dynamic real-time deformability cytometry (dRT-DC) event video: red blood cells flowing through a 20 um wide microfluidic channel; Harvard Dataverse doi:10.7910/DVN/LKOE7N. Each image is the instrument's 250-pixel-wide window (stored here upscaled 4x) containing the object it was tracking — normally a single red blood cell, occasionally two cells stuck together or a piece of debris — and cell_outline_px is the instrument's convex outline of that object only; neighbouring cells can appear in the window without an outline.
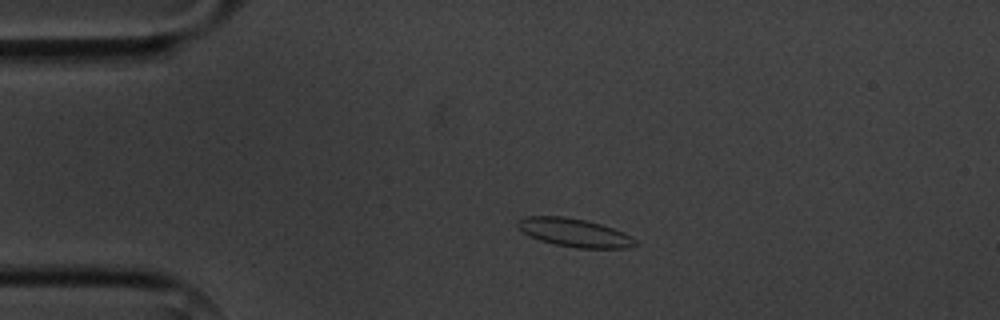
{"species": "common noctule bat (a hibernating species)", "species_latin": "Nyctalus noctula", "temperature_condition": "cold", "stored_images_in_passage": 7, "camera_frame_rate_fps": 3000, "um_per_image_px": 0.085, "animal": {"sex": "male", "body_mass_g": 20.1, "forearm_length_mm": 53.5}, "frame": {"image": 1, "passage_image": 1, "time_ms": 0.0, "image_size_px": [1000, 320], "cell_outline_px": [[636, 244], [628, 248], [576, 248], [556, 244], [540, 240], [524, 232], [516, 224], [516, 220], [524, 216], [564, 216], [584, 220], [600, 224], [624, 232], [632, 236], [636, 240]], "centroid_in_image_um": [48.83, 19.77], "position_along_channel_um": 36.2, "area_um2": 19.25}}
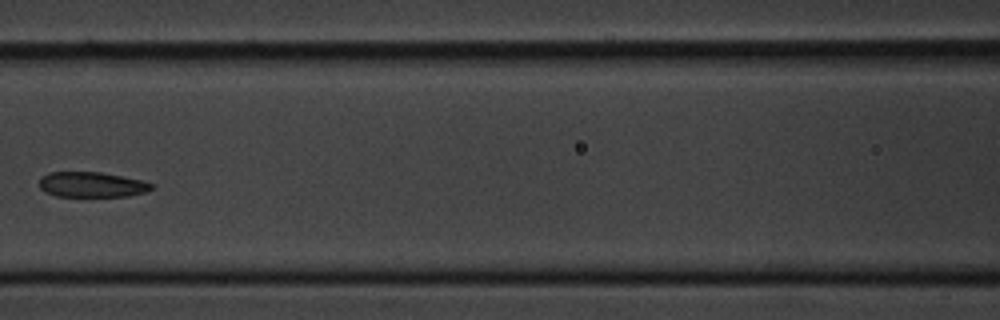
{"frame": {"image": 2, "passage_image": 4, "time_ms": 4.333, "image_size_px": [1000, 320], "cell_outline_px": [[152, 188], [148, 192], [128, 196], [56, 196], [44, 192], [40, 188], [40, 176], [48, 172], [100, 172], [140, 180], [152, 184]], "centroid_in_image_um": [7.76, 15.69], "position_along_channel_um": 158.8, "area_um2": 16.47}}
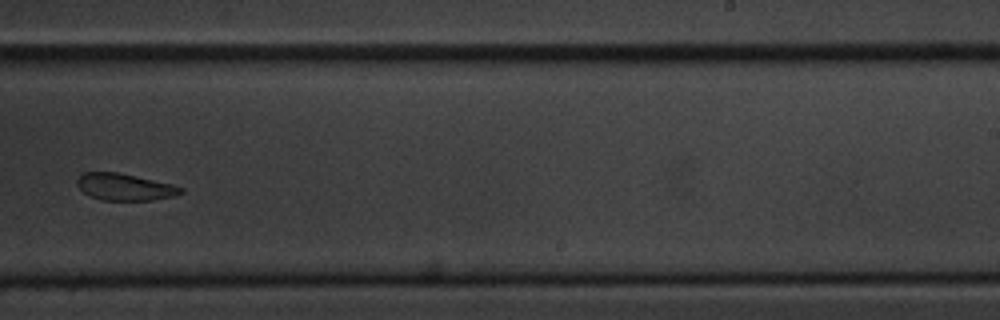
{"frame": {"image": 3, "passage_image": 7, "time_ms": 7.667, "image_size_px": [1000, 320], "cell_outline_px": [[184, 192], [172, 196], [152, 200], [100, 200], [84, 192], [76, 184], [76, 180], [84, 172], [120, 172], [172, 184], [184, 188]], "centroid_in_image_um": [10.61, 15.88], "position_along_channel_um": 278.4, "area_um2": 16.18}}